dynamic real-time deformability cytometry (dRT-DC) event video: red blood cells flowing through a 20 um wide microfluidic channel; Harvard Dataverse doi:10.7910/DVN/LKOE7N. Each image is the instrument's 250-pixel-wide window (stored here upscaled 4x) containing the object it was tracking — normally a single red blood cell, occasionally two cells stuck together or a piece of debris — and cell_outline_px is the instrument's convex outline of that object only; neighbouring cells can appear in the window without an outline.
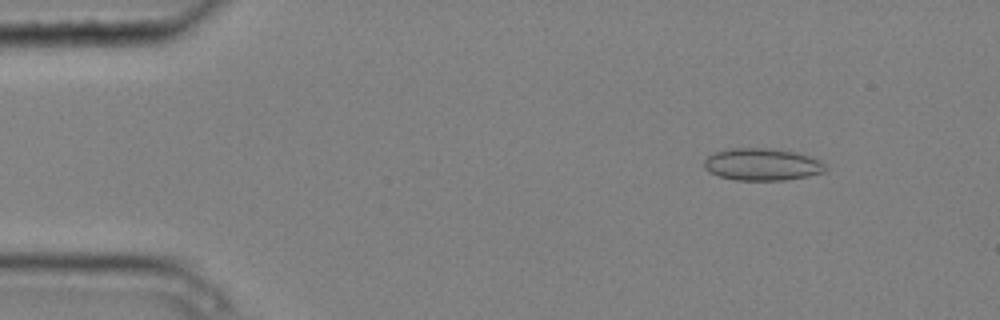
{"species": "common noctule bat (a hibernating species)", "species_latin": "Nyctalus noctula", "temperature_condition": "cold", "stored_images_in_passage": 5, "camera_frame_rate_fps": 3000, "um_per_image_px": 0.085, "animal": {"sex": "male", "body_mass_g": 20.4}, "frame": {"image": 1, "passage_image": 2, "time_ms": 0.333, "image_size_px": [1000, 320], "cell_outline_px": [[828, 168], [824, 172], [808, 176], [784, 180], [736, 180], [720, 176], [708, 172], [704, 168], [704, 160], [708, 156], [716, 152], [728, 148], [772, 148], [796, 152], [820, 160]], "centroid_in_image_um": [64.78, 13.97], "position_along_channel_um": 20.2, "area_um2": 22.83}}
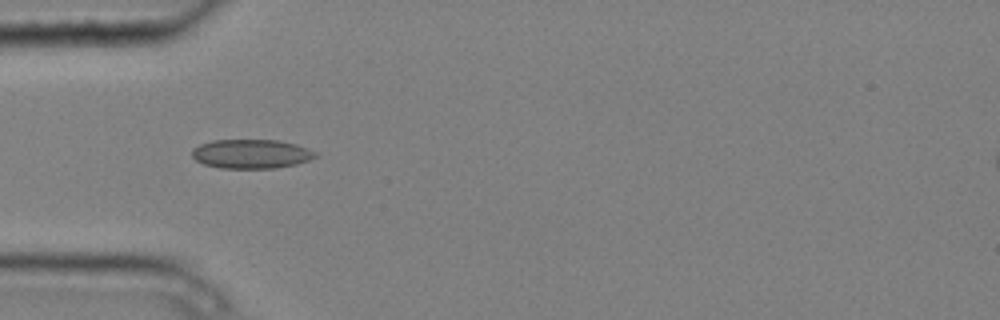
{"frame": {"image": 2, "passage_image": 4, "time_ms": 1.0, "image_size_px": [1000, 320], "cell_outline_px": [[320, 156], [296, 164], [276, 168], [220, 168], [204, 164], [196, 160], [192, 156], [192, 148], [200, 144], [212, 140], [276, 140], [296, 144], [316, 152]], "centroid_in_image_um": [21.35, 13.08], "position_along_channel_um": 63.6, "area_um2": 20.98}}
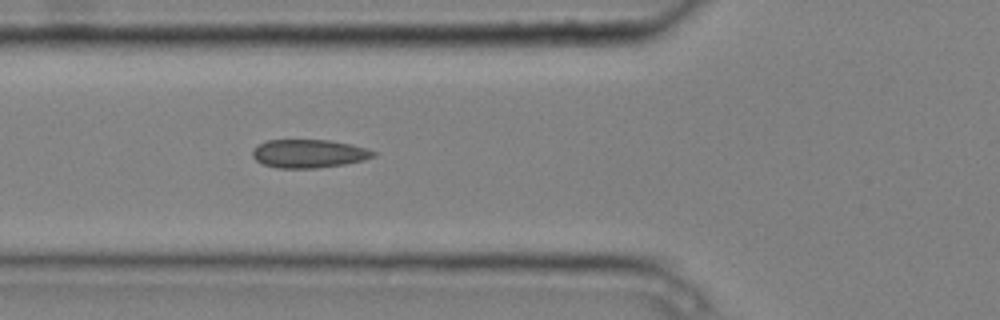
{"frame": {"image": 3, "passage_image": 5, "time_ms": 1.333, "image_size_px": [1000, 320], "cell_outline_px": [[376, 156], [364, 160], [344, 164], [316, 168], [276, 168], [264, 164], [256, 160], [252, 156], [252, 152], [260, 144], [268, 140], [328, 140], [352, 144], [376, 152]], "centroid_in_image_um": [26.27, 13.06], "position_along_channel_um": 99.5, "area_um2": 19.83}}